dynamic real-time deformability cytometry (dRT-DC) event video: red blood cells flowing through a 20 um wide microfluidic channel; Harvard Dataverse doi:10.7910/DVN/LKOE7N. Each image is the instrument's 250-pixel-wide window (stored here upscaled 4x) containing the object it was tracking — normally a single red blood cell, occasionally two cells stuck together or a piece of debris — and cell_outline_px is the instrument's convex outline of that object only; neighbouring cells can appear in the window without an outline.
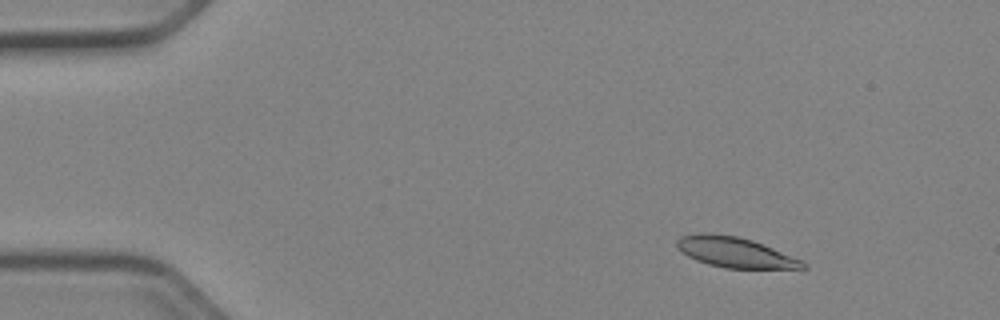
{"species": "Egyptian fruit bat (a non-hibernating species)", "species_latin": "Rousettus aegyptiacus", "temperature_condition": "cold", "stored_images_in_passage": 52, "camera_frame_rate_fps": 3000, "um_per_image_px": 0.085, "animal": {"sex": "female"}, "frame": {"image": 1, "passage_image": 7, "time_ms": 2.0, "image_size_px": [1000, 320], "cell_outline_px": [[808, 268], [724, 268], [708, 264], [696, 260], [688, 256], [676, 248], [676, 240], [680, 236], [700, 232], [704, 232], [736, 236], [752, 240], [804, 260], [808, 264]], "centroid_in_image_um": [62.47, 21.44], "position_along_channel_um": 22.5, "area_um2": 22.37}}
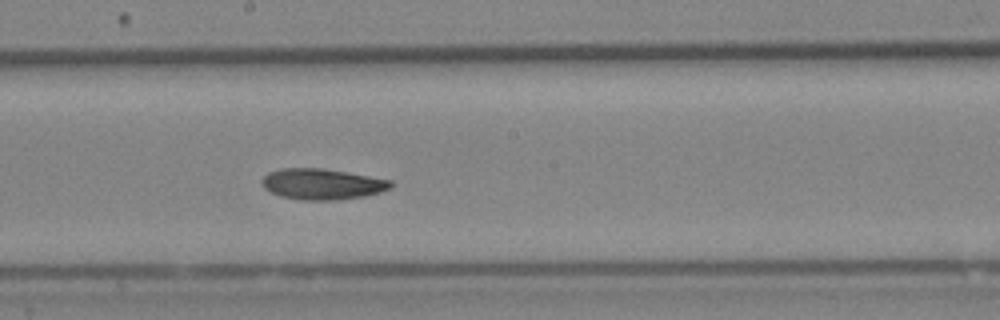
{"frame": {"image": 2, "passage_image": 29, "time_ms": 9.333, "image_size_px": [1000, 320], "cell_outline_px": [[392, 188], [380, 192], [364, 196], [336, 200], [304, 200], [280, 196], [264, 188], [260, 180], [268, 172], [280, 168], [324, 168], [392, 180]], "centroid_in_image_um": [27.37, 15.64], "position_along_channel_um": 220.8, "area_um2": 23.24}}
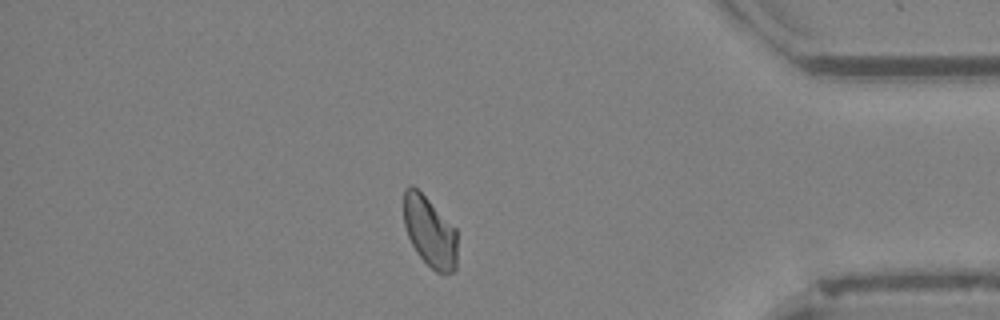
{"frame": {"image": 3, "passage_image": 45, "time_ms": 14.667, "image_size_px": [1000, 320], "cell_outline_px": [[456, 268], [452, 272], [436, 272], [416, 252], [408, 236], [404, 224], [404, 188], [412, 184], [456, 228]], "centroid_in_image_um": [36.52, 19.69], "position_along_channel_um": 398.7, "area_um2": 21.62}, "authors_computed_cell_mechanics": {"area_um2": 22.8888, "velocity_mm_per_s": 3.913, "shape_relaxation_time_tau1_ms": 5.9389, "shape_relaxation_time_tau2_ms": 8.1655, "deformation_change_tau1": 0.1317, "deformation_change_tau2": 0.1081}}